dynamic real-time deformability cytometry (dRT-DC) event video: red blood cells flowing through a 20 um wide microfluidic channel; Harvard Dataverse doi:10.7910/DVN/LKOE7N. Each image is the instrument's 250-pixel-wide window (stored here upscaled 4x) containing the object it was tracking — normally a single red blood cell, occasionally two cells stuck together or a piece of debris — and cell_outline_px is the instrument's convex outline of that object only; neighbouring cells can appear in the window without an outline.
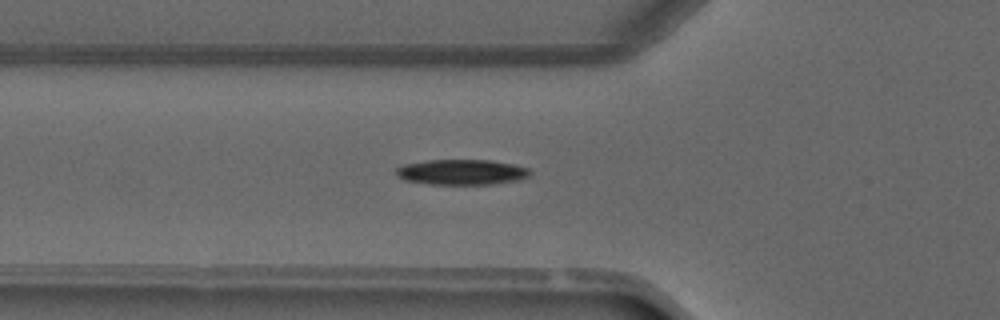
{"species": "common noctule bat (a hibernating species)", "species_latin": "Nyctalus noctula", "temperature_condition": "warm", "stored_images_in_passage": 4, "camera_frame_rate_fps": 3000, "um_per_image_px": 0.085, "animal": {"sex": "male", "forearm_length_mm": 52.5}, "frame": {"image": 1, "passage_image": 4, "time_ms": 4.0, "image_size_px": [1000, 320], "cell_outline_px": [[532, 172], [528, 176], [520, 180], [492, 184], [428, 184], [404, 180], [396, 176], [396, 168], [404, 164], [428, 160], [488, 160], [512, 164], [528, 168]], "centroid_in_image_um": [39.22, 14.63], "position_along_channel_um": 86.6, "area_um2": 19.83}}